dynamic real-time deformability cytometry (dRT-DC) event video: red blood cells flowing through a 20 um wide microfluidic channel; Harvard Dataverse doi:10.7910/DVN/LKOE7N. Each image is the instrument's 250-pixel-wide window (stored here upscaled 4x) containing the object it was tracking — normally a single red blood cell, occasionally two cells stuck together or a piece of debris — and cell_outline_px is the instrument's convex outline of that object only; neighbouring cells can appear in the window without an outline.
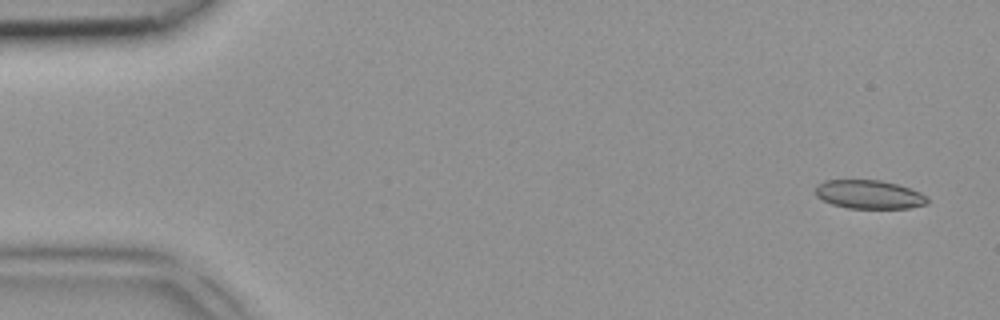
{"species": "common noctule bat (a hibernating species)", "species_latin": "Nyctalus noctula", "temperature_condition": "room temperature", "stored_images_in_passage": 2, "camera_frame_rate_fps": 3000, "um_per_image_px": 0.085, "animal": {"sex": "female", "body_mass_g": 18.4}, "frame": {"image": 1, "passage_image": 2, "time_ms": 0.333, "image_size_px": [1000, 320], "cell_outline_px": [[928, 204], [908, 208], [848, 208], [832, 204], [816, 196], [816, 184], [824, 180], [880, 180], [896, 184], [920, 192], [928, 196]], "centroid_in_image_um": [73.88, 16.53], "position_along_channel_um": 11.1, "area_um2": 18.67}}